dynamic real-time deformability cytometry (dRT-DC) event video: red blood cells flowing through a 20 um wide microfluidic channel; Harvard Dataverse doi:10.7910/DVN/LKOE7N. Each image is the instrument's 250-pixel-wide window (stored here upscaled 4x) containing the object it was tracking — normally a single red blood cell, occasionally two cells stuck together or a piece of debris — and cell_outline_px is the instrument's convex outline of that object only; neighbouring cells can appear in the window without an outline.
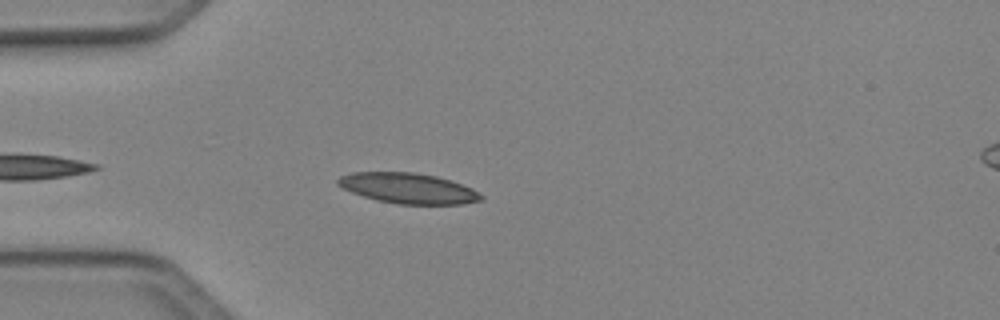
{"species": "Egyptian fruit bat (a non-hibernating species)", "species_latin": "Rousettus aegyptiacus", "temperature_condition": "cold", "stored_images_in_passage": 37, "camera_frame_rate_fps": 3000, "um_per_image_px": 0.085, "animal": {"sex": "female"}, "frame": {"image": 1, "passage_image": 4, "time_ms": 1.0, "image_size_px": [1000, 320], "cell_outline_px": [[484, 200], [460, 204], [400, 204], [376, 200], [352, 192], [336, 184], [336, 180], [340, 176], [352, 172], [412, 172], [436, 176], [452, 180], [472, 188], [484, 196]], "centroid_in_image_um": [34.71, 16.0], "position_along_channel_um": 50.3, "area_um2": 25.43}}
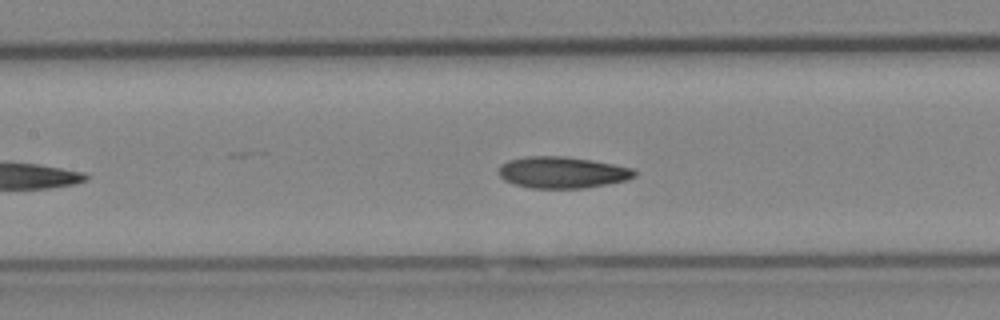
{"frame": {"image": 2, "passage_image": 13, "time_ms": 4.0, "image_size_px": [1000, 320], "cell_outline_px": [[636, 176], [624, 180], [584, 188], [532, 188], [516, 184], [504, 180], [500, 176], [500, 164], [508, 160], [524, 156], [564, 156], [592, 160], [632, 168], [636, 172]], "centroid_in_image_um": [47.76, 14.64], "position_along_channel_um": 159.6, "area_um2": 24.68}}
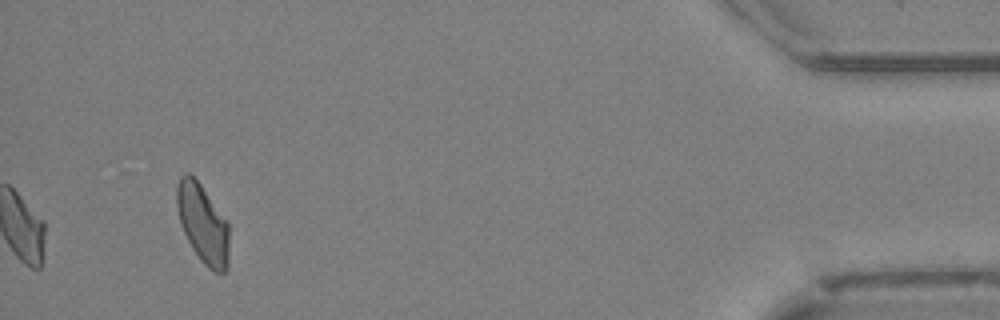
{"frame": {"image": 3, "passage_image": 37, "time_ms": 12.0, "image_size_px": [1000, 320], "cell_outline_px": [[228, 268], [224, 272], [216, 272], [208, 268], [200, 260], [192, 248], [180, 224], [176, 204], [176, 188], [180, 176], [184, 172], [188, 172], [200, 184], [228, 220]], "centroid_in_image_um": [17.23, 19.0], "position_along_channel_um": 418.0, "area_um2": 24.16}, "authors_computed_cell_mechanics": {"area_um2": 24.1604, "velocity_mm_per_s": 4.095, "shape_relaxation_time_tau1_ms": 8.6916, "shape_relaxation_time_tau2_ms": 7.9563, "deformation_change_tau1": 0.1748, "deformation_change_tau2": 0.1668}}